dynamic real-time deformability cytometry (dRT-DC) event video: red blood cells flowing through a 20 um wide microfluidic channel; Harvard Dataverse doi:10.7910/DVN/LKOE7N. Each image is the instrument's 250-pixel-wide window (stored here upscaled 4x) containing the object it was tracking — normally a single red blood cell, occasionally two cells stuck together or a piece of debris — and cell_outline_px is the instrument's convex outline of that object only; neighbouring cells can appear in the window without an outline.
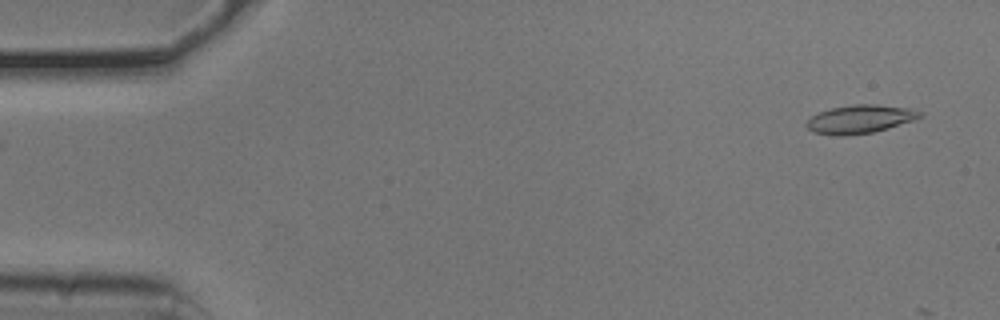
{"species": "common noctule bat (a hibernating species)", "species_latin": "Nyctalus noctula", "temperature_condition": "cold", "stored_images_in_passage": 6, "camera_frame_rate_fps": 3000, "um_per_image_px": 0.085, "animal": {"sex": "male", "body_mass_g": 20.5, "forearm_length_mm": 52.5}, "frame": {"image": 1, "passage_image": 1, "time_ms": 0.0, "image_size_px": [1000, 320], "cell_outline_px": [[924, 116], [916, 120], [888, 128], [872, 132], [844, 136], [836, 136], [816, 132], [808, 128], [804, 124], [812, 116], [820, 112], [832, 108], [852, 104], [876, 104], [912, 108], [924, 112]], "centroid_in_image_um": [73.18, 10.12], "position_along_channel_um": 11.8, "area_um2": 18.9}}